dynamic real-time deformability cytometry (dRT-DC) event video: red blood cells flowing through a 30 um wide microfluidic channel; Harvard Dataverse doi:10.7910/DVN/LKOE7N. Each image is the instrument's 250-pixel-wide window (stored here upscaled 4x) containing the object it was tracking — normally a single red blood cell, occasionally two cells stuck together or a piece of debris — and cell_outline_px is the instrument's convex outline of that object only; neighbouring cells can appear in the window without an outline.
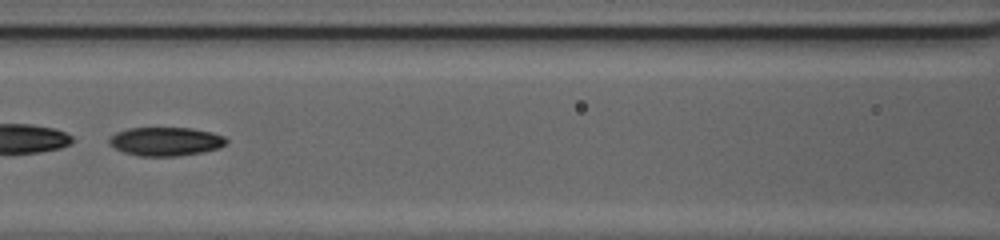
{"species": "common noctule bat (a hibernating species)", "species_latin": "Nyctalus noctula", "temperature_condition": "cold", "stored_images_in_passage": 35, "camera_frame_rate_fps": 3000, "um_per_image_px": 0.085, "animal": {"sex": "female", "body_mass_g": 20.0, "forearm_length_mm": 54.0}, "frame": {"image": 1, "passage_image": 11, "time_ms": 3.333, "image_size_px": [1000, 240], "cell_outline_px": [[228, 144], [220, 148], [204, 152], [176, 156], [140, 156], [124, 152], [108, 144], [108, 136], [116, 132], [128, 128], [192, 128], [212, 132], [224, 136], [228, 140]], "centroid_in_image_um": [14.1, 12.02], "position_along_channel_um": 152.5, "area_um2": 19.83}, "authors_computed_cell_mechanics": {"area_um2": 20.4612, "velocity_mm_per_s": 4.2395, "shape_relaxation_time_tau1_ms": 6.4974, "shape_relaxation_time_tau2_ms": 3.7813, "deformation_change_tau1": 0.1895, "deformation_change_tau2": 0.1049}}